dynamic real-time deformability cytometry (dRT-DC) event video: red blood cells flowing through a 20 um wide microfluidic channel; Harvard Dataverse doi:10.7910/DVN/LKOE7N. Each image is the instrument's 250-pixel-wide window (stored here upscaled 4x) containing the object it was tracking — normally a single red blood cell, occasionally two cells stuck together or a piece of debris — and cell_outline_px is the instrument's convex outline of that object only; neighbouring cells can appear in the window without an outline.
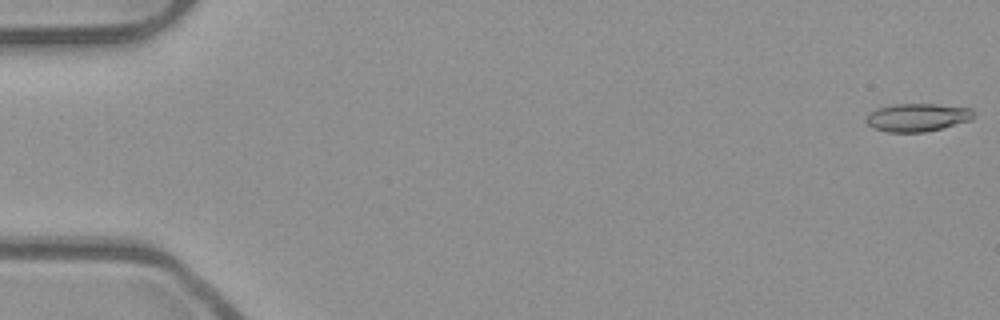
{"species": "common noctule bat (a hibernating species)", "species_latin": "Nyctalus noctula", "temperature_condition": "room temperature", "stored_images_in_passage": 8, "camera_frame_rate_fps": 3000, "um_per_image_px": 0.085, "animal": {"sex": "male", "body_mass_g": 23.1, "forearm_length_mm": 52.7}, "frame": {"image": 1, "passage_image": 1, "time_ms": 0.0, "image_size_px": [1000, 320], "cell_outline_px": [[972, 120], [924, 132], [888, 132], [872, 128], [864, 120], [868, 112], [876, 108], [896, 104], [932, 104], [972, 108]], "centroid_in_image_um": [77.91, 9.98], "position_along_channel_um": 7.1, "area_um2": 17.51}}